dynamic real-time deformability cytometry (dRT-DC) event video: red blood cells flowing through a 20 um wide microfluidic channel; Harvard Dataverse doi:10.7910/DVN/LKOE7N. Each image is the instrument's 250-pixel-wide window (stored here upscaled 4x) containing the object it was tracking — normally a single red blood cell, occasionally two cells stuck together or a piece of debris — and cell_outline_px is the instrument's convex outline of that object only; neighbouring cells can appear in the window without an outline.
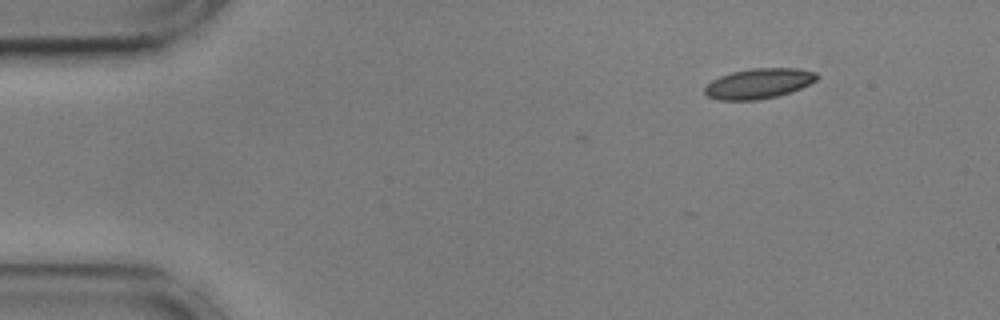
{"species": "common noctule bat (a hibernating species)", "species_latin": "Nyctalus noctula", "temperature_condition": "cold", "stored_images_in_passage": 2, "camera_frame_rate_fps": 3000, "um_per_image_px": 0.085, "animal": {"sex": "male", "body_mass_g": 17.9, "forearm_length_mm": 54.2}, "frame": {"image": 1, "passage_image": 2, "time_ms": 0.333, "image_size_px": [1000, 320], "cell_outline_px": [[820, 76], [816, 80], [800, 88], [776, 96], [756, 100], [716, 100], [708, 96], [704, 92], [704, 88], [712, 80], [720, 76], [732, 72], [752, 68], [796, 68], [816, 72]], "centroid_in_image_um": [64.48, 7.09], "position_along_channel_um": 20.5, "area_um2": 19.59}}